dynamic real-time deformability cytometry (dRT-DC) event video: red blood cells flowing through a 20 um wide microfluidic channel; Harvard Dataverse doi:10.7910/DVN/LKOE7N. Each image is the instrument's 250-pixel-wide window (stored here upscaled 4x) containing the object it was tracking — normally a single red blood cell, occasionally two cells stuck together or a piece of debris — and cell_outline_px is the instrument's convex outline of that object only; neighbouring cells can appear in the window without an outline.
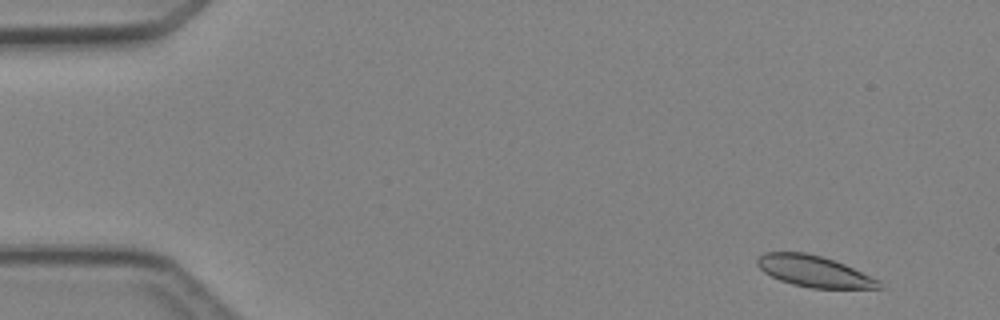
{"species": "Egyptian fruit bat (a non-hibernating species)", "species_latin": "Rousettus aegyptiacus", "temperature_condition": "cold", "stored_images_in_passage": 3, "camera_frame_rate_fps": 3000, "um_per_image_px": 0.085, "animal": {"sex": "female"}, "frame": {"image": 1, "passage_image": 1, "time_ms": 0.0, "image_size_px": [1000, 320], "cell_outline_px": [[884, 288], [812, 288], [792, 284], [780, 280], [764, 272], [756, 264], [756, 260], [764, 252], [804, 252], [820, 256], [844, 264], [880, 280]], "centroid_in_image_um": [69.19, 23.06], "position_along_channel_um": 15.8, "area_um2": 21.96}}
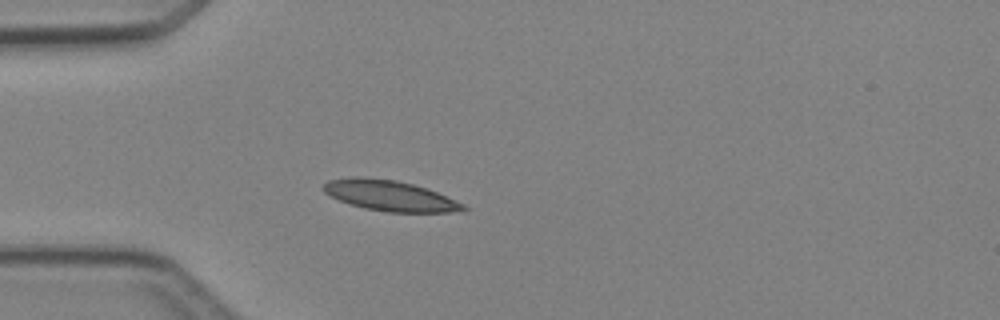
{"frame": {"image": 2, "passage_image": 3, "time_ms": 3.333, "image_size_px": [1000, 320], "cell_outline_px": [[468, 208], [448, 212], [388, 212], [364, 208], [348, 204], [324, 192], [324, 184], [328, 180], [352, 176], [364, 176], [396, 180], [428, 188], [464, 204]], "centroid_in_image_um": [33.1, 16.61], "position_along_channel_um": 51.9, "area_um2": 24.8}}